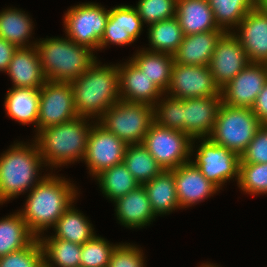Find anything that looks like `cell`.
<instances>
[{"instance_id":"obj_1","label":"cell","mask_w":267,"mask_h":267,"mask_svg":"<svg viewBox=\"0 0 267 267\" xmlns=\"http://www.w3.org/2000/svg\"><path fill=\"white\" fill-rule=\"evenodd\" d=\"M48 173L29 191L24 208L18 210L29 230L39 238L53 228L77 199L78 188L65 177Z\"/></svg>"},{"instance_id":"obj_2","label":"cell","mask_w":267,"mask_h":267,"mask_svg":"<svg viewBox=\"0 0 267 267\" xmlns=\"http://www.w3.org/2000/svg\"><path fill=\"white\" fill-rule=\"evenodd\" d=\"M74 105L80 117L95 118L120 100L118 64L102 65L96 60L87 71L69 82Z\"/></svg>"},{"instance_id":"obj_3","label":"cell","mask_w":267,"mask_h":267,"mask_svg":"<svg viewBox=\"0 0 267 267\" xmlns=\"http://www.w3.org/2000/svg\"><path fill=\"white\" fill-rule=\"evenodd\" d=\"M90 118L76 117L59 125L48 126L36 132L34 140L45 166L58 168L83 161L89 133Z\"/></svg>"},{"instance_id":"obj_4","label":"cell","mask_w":267,"mask_h":267,"mask_svg":"<svg viewBox=\"0 0 267 267\" xmlns=\"http://www.w3.org/2000/svg\"><path fill=\"white\" fill-rule=\"evenodd\" d=\"M27 143L17 141L0 155V205L29 192L46 176L39 173L45 164L36 142Z\"/></svg>"},{"instance_id":"obj_5","label":"cell","mask_w":267,"mask_h":267,"mask_svg":"<svg viewBox=\"0 0 267 267\" xmlns=\"http://www.w3.org/2000/svg\"><path fill=\"white\" fill-rule=\"evenodd\" d=\"M65 37L40 38L35 44L47 81L75 80L98 59L93 50Z\"/></svg>"},{"instance_id":"obj_6","label":"cell","mask_w":267,"mask_h":267,"mask_svg":"<svg viewBox=\"0 0 267 267\" xmlns=\"http://www.w3.org/2000/svg\"><path fill=\"white\" fill-rule=\"evenodd\" d=\"M261 126L251 108L222 103L209 139L241 156Z\"/></svg>"},{"instance_id":"obj_7","label":"cell","mask_w":267,"mask_h":267,"mask_svg":"<svg viewBox=\"0 0 267 267\" xmlns=\"http://www.w3.org/2000/svg\"><path fill=\"white\" fill-rule=\"evenodd\" d=\"M98 122L127 145L142 144L154 122L153 107L144 103L119 100Z\"/></svg>"},{"instance_id":"obj_8","label":"cell","mask_w":267,"mask_h":267,"mask_svg":"<svg viewBox=\"0 0 267 267\" xmlns=\"http://www.w3.org/2000/svg\"><path fill=\"white\" fill-rule=\"evenodd\" d=\"M66 36L78 45L99 51L100 39L109 17V10L98 3L71 6L64 14Z\"/></svg>"},{"instance_id":"obj_9","label":"cell","mask_w":267,"mask_h":267,"mask_svg":"<svg viewBox=\"0 0 267 267\" xmlns=\"http://www.w3.org/2000/svg\"><path fill=\"white\" fill-rule=\"evenodd\" d=\"M163 170H172L191 160L192 139L183 132L153 122L142 142Z\"/></svg>"},{"instance_id":"obj_10","label":"cell","mask_w":267,"mask_h":267,"mask_svg":"<svg viewBox=\"0 0 267 267\" xmlns=\"http://www.w3.org/2000/svg\"><path fill=\"white\" fill-rule=\"evenodd\" d=\"M197 150L191 146V155L196 152L193 162L214 185L221 189L227 181L235 178L239 180L240 156L228 148L213 143L209 138L198 139Z\"/></svg>"},{"instance_id":"obj_11","label":"cell","mask_w":267,"mask_h":267,"mask_svg":"<svg viewBox=\"0 0 267 267\" xmlns=\"http://www.w3.org/2000/svg\"><path fill=\"white\" fill-rule=\"evenodd\" d=\"M78 116L70 83L46 81L40 88L37 132Z\"/></svg>"},{"instance_id":"obj_12","label":"cell","mask_w":267,"mask_h":267,"mask_svg":"<svg viewBox=\"0 0 267 267\" xmlns=\"http://www.w3.org/2000/svg\"><path fill=\"white\" fill-rule=\"evenodd\" d=\"M127 144L108 131L98 121L89 133L83 161L93 178L101 171L122 163Z\"/></svg>"},{"instance_id":"obj_13","label":"cell","mask_w":267,"mask_h":267,"mask_svg":"<svg viewBox=\"0 0 267 267\" xmlns=\"http://www.w3.org/2000/svg\"><path fill=\"white\" fill-rule=\"evenodd\" d=\"M178 99L221 96L209 66L183 65L174 62L170 86L165 92Z\"/></svg>"},{"instance_id":"obj_14","label":"cell","mask_w":267,"mask_h":267,"mask_svg":"<svg viewBox=\"0 0 267 267\" xmlns=\"http://www.w3.org/2000/svg\"><path fill=\"white\" fill-rule=\"evenodd\" d=\"M250 63L239 39L225 32L217 41L209 68L220 90Z\"/></svg>"},{"instance_id":"obj_15","label":"cell","mask_w":267,"mask_h":267,"mask_svg":"<svg viewBox=\"0 0 267 267\" xmlns=\"http://www.w3.org/2000/svg\"><path fill=\"white\" fill-rule=\"evenodd\" d=\"M267 81V64L249 63L221 89L222 103L252 108Z\"/></svg>"},{"instance_id":"obj_16","label":"cell","mask_w":267,"mask_h":267,"mask_svg":"<svg viewBox=\"0 0 267 267\" xmlns=\"http://www.w3.org/2000/svg\"><path fill=\"white\" fill-rule=\"evenodd\" d=\"M143 23L134 6L118 5L109 10V17L99 43V50L115 44L130 45L139 39ZM102 48V49H101Z\"/></svg>"},{"instance_id":"obj_17","label":"cell","mask_w":267,"mask_h":267,"mask_svg":"<svg viewBox=\"0 0 267 267\" xmlns=\"http://www.w3.org/2000/svg\"><path fill=\"white\" fill-rule=\"evenodd\" d=\"M222 96L183 99V126L195 146L197 139L209 138L214 129Z\"/></svg>"},{"instance_id":"obj_18","label":"cell","mask_w":267,"mask_h":267,"mask_svg":"<svg viewBox=\"0 0 267 267\" xmlns=\"http://www.w3.org/2000/svg\"><path fill=\"white\" fill-rule=\"evenodd\" d=\"M180 208H188L216 194L220 189L207 180L191 161L172 169Z\"/></svg>"},{"instance_id":"obj_19","label":"cell","mask_w":267,"mask_h":267,"mask_svg":"<svg viewBox=\"0 0 267 267\" xmlns=\"http://www.w3.org/2000/svg\"><path fill=\"white\" fill-rule=\"evenodd\" d=\"M237 28L232 33L239 39L250 63L267 64V14L256 7L245 15Z\"/></svg>"},{"instance_id":"obj_20","label":"cell","mask_w":267,"mask_h":267,"mask_svg":"<svg viewBox=\"0 0 267 267\" xmlns=\"http://www.w3.org/2000/svg\"><path fill=\"white\" fill-rule=\"evenodd\" d=\"M120 100L154 106L164 94L130 60L118 64Z\"/></svg>"},{"instance_id":"obj_21","label":"cell","mask_w":267,"mask_h":267,"mask_svg":"<svg viewBox=\"0 0 267 267\" xmlns=\"http://www.w3.org/2000/svg\"><path fill=\"white\" fill-rule=\"evenodd\" d=\"M6 74L13 83L12 87L40 89L47 81L35 46L17 48Z\"/></svg>"},{"instance_id":"obj_22","label":"cell","mask_w":267,"mask_h":267,"mask_svg":"<svg viewBox=\"0 0 267 267\" xmlns=\"http://www.w3.org/2000/svg\"><path fill=\"white\" fill-rule=\"evenodd\" d=\"M113 203L117 220L126 228L140 229L155 221L156 216L143 185L117 198Z\"/></svg>"},{"instance_id":"obj_23","label":"cell","mask_w":267,"mask_h":267,"mask_svg":"<svg viewBox=\"0 0 267 267\" xmlns=\"http://www.w3.org/2000/svg\"><path fill=\"white\" fill-rule=\"evenodd\" d=\"M225 32L222 29L184 35L173 55L174 62L183 65L209 66L217 41Z\"/></svg>"},{"instance_id":"obj_24","label":"cell","mask_w":267,"mask_h":267,"mask_svg":"<svg viewBox=\"0 0 267 267\" xmlns=\"http://www.w3.org/2000/svg\"><path fill=\"white\" fill-rule=\"evenodd\" d=\"M175 17L183 35L219 30L208 0H177Z\"/></svg>"},{"instance_id":"obj_25","label":"cell","mask_w":267,"mask_h":267,"mask_svg":"<svg viewBox=\"0 0 267 267\" xmlns=\"http://www.w3.org/2000/svg\"><path fill=\"white\" fill-rule=\"evenodd\" d=\"M6 114L20 125L34 124L37 131L40 89L12 87L4 98Z\"/></svg>"},{"instance_id":"obj_26","label":"cell","mask_w":267,"mask_h":267,"mask_svg":"<svg viewBox=\"0 0 267 267\" xmlns=\"http://www.w3.org/2000/svg\"><path fill=\"white\" fill-rule=\"evenodd\" d=\"M141 49L129 60L165 93L171 82L173 55Z\"/></svg>"},{"instance_id":"obj_27","label":"cell","mask_w":267,"mask_h":267,"mask_svg":"<svg viewBox=\"0 0 267 267\" xmlns=\"http://www.w3.org/2000/svg\"><path fill=\"white\" fill-rule=\"evenodd\" d=\"M143 187L147 192L153 213L156 217L158 215H168L175 211V209H181L178 203L172 170H163L151 181L144 183Z\"/></svg>"},{"instance_id":"obj_28","label":"cell","mask_w":267,"mask_h":267,"mask_svg":"<svg viewBox=\"0 0 267 267\" xmlns=\"http://www.w3.org/2000/svg\"><path fill=\"white\" fill-rule=\"evenodd\" d=\"M33 29L32 19L22 9L10 7L0 12V37L17 48L35 46L37 40L29 43Z\"/></svg>"},{"instance_id":"obj_29","label":"cell","mask_w":267,"mask_h":267,"mask_svg":"<svg viewBox=\"0 0 267 267\" xmlns=\"http://www.w3.org/2000/svg\"><path fill=\"white\" fill-rule=\"evenodd\" d=\"M52 230H55L52 236L44 235L39 238H57L83 245L96 234L93 224L73 204L63 213Z\"/></svg>"},{"instance_id":"obj_30","label":"cell","mask_w":267,"mask_h":267,"mask_svg":"<svg viewBox=\"0 0 267 267\" xmlns=\"http://www.w3.org/2000/svg\"><path fill=\"white\" fill-rule=\"evenodd\" d=\"M36 238L19 211L0 219V257L29 246Z\"/></svg>"},{"instance_id":"obj_31","label":"cell","mask_w":267,"mask_h":267,"mask_svg":"<svg viewBox=\"0 0 267 267\" xmlns=\"http://www.w3.org/2000/svg\"><path fill=\"white\" fill-rule=\"evenodd\" d=\"M94 178L102 194L113 202L140 186L123 162L101 171Z\"/></svg>"},{"instance_id":"obj_32","label":"cell","mask_w":267,"mask_h":267,"mask_svg":"<svg viewBox=\"0 0 267 267\" xmlns=\"http://www.w3.org/2000/svg\"><path fill=\"white\" fill-rule=\"evenodd\" d=\"M147 27L150 44L146 50L174 55L184 36L177 18L173 17Z\"/></svg>"},{"instance_id":"obj_33","label":"cell","mask_w":267,"mask_h":267,"mask_svg":"<svg viewBox=\"0 0 267 267\" xmlns=\"http://www.w3.org/2000/svg\"><path fill=\"white\" fill-rule=\"evenodd\" d=\"M45 267H80L82 245L57 238H38Z\"/></svg>"},{"instance_id":"obj_34","label":"cell","mask_w":267,"mask_h":267,"mask_svg":"<svg viewBox=\"0 0 267 267\" xmlns=\"http://www.w3.org/2000/svg\"><path fill=\"white\" fill-rule=\"evenodd\" d=\"M208 2L218 28L224 32H233L245 15L256 8V0H208Z\"/></svg>"},{"instance_id":"obj_35","label":"cell","mask_w":267,"mask_h":267,"mask_svg":"<svg viewBox=\"0 0 267 267\" xmlns=\"http://www.w3.org/2000/svg\"><path fill=\"white\" fill-rule=\"evenodd\" d=\"M123 163L140 185L151 181L163 171L143 144L127 145Z\"/></svg>"},{"instance_id":"obj_36","label":"cell","mask_w":267,"mask_h":267,"mask_svg":"<svg viewBox=\"0 0 267 267\" xmlns=\"http://www.w3.org/2000/svg\"><path fill=\"white\" fill-rule=\"evenodd\" d=\"M153 117L159 126L184 133L183 99L164 93L153 106Z\"/></svg>"},{"instance_id":"obj_37","label":"cell","mask_w":267,"mask_h":267,"mask_svg":"<svg viewBox=\"0 0 267 267\" xmlns=\"http://www.w3.org/2000/svg\"><path fill=\"white\" fill-rule=\"evenodd\" d=\"M117 245L95 234L82 245L80 267H107Z\"/></svg>"},{"instance_id":"obj_38","label":"cell","mask_w":267,"mask_h":267,"mask_svg":"<svg viewBox=\"0 0 267 267\" xmlns=\"http://www.w3.org/2000/svg\"><path fill=\"white\" fill-rule=\"evenodd\" d=\"M238 187L246 194H267V163L239 164Z\"/></svg>"},{"instance_id":"obj_39","label":"cell","mask_w":267,"mask_h":267,"mask_svg":"<svg viewBox=\"0 0 267 267\" xmlns=\"http://www.w3.org/2000/svg\"><path fill=\"white\" fill-rule=\"evenodd\" d=\"M135 8L147 26L175 17L177 0H139Z\"/></svg>"},{"instance_id":"obj_40","label":"cell","mask_w":267,"mask_h":267,"mask_svg":"<svg viewBox=\"0 0 267 267\" xmlns=\"http://www.w3.org/2000/svg\"><path fill=\"white\" fill-rule=\"evenodd\" d=\"M0 267H45L42 245L36 238L29 246L0 257Z\"/></svg>"},{"instance_id":"obj_41","label":"cell","mask_w":267,"mask_h":267,"mask_svg":"<svg viewBox=\"0 0 267 267\" xmlns=\"http://www.w3.org/2000/svg\"><path fill=\"white\" fill-rule=\"evenodd\" d=\"M143 250L137 245L119 243L111 254L107 267H145Z\"/></svg>"},{"instance_id":"obj_42","label":"cell","mask_w":267,"mask_h":267,"mask_svg":"<svg viewBox=\"0 0 267 267\" xmlns=\"http://www.w3.org/2000/svg\"><path fill=\"white\" fill-rule=\"evenodd\" d=\"M267 163V125H262L240 156V164Z\"/></svg>"},{"instance_id":"obj_43","label":"cell","mask_w":267,"mask_h":267,"mask_svg":"<svg viewBox=\"0 0 267 267\" xmlns=\"http://www.w3.org/2000/svg\"><path fill=\"white\" fill-rule=\"evenodd\" d=\"M251 110L255 113L262 125H267V81L258 94Z\"/></svg>"},{"instance_id":"obj_44","label":"cell","mask_w":267,"mask_h":267,"mask_svg":"<svg viewBox=\"0 0 267 267\" xmlns=\"http://www.w3.org/2000/svg\"><path fill=\"white\" fill-rule=\"evenodd\" d=\"M16 49L14 44L0 37V72L6 73Z\"/></svg>"},{"instance_id":"obj_45","label":"cell","mask_w":267,"mask_h":267,"mask_svg":"<svg viewBox=\"0 0 267 267\" xmlns=\"http://www.w3.org/2000/svg\"><path fill=\"white\" fill-rule=\"evenodd\" d=\"M256 7L267 14V0H256Z\"/></svg>"},{"instance_id":"obj_46","label":"cell","mask_w":267,"mask_h":267,"mask_svg":"<svg viewBox=\"0 0 267 267\" xmlns=\"http://www.w3.org/2000/svg\"><path fill=\"white\" fill-rule=\"evenodd\" d=\"M200 267H218V265H214L213 263L211 264H209V263H206V264H201V266Z\"/></svg>"}]
</instances>
